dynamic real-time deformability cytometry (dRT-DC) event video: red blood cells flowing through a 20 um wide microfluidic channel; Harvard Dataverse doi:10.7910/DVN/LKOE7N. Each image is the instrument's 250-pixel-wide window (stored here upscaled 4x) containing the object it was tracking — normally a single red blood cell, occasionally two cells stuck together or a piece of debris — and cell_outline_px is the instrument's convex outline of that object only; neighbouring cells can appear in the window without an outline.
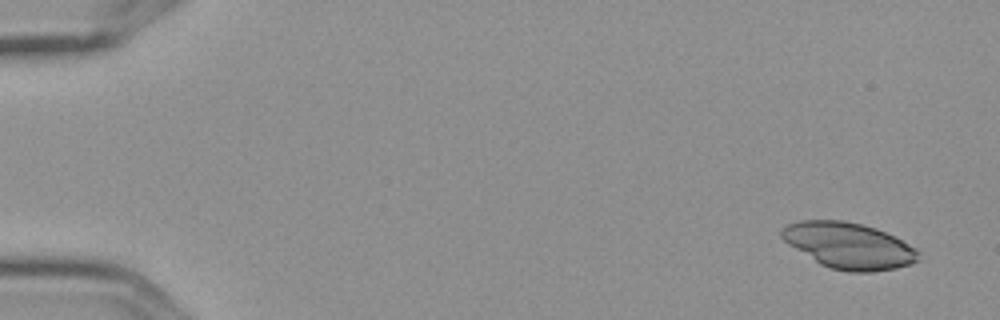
{"species": "Egyptian fruit bat (a non-hibernating species)", "species_latin": "Rousettus aegyptiacus", "temperature_condition": "cold", "stored_images_in_passage": 5, "segment_of_instrument_passage": [1, 2], "camera_frame_rate_fps": 3000, "um_per_image_px": 0.085, "frame": {"image": 1, "passage_image": 1, "time_ms": 0.0, "image_size_px": [1000, 320], "cell_outline_px": [[920, 260], [896, 268], [872, 272], [848, 272], [832, 268], [820, 264], [788, 244], [780, 236], [780, 232], [788, 224], [800, 220], [844, 220], [876, 228], [916, 248], [920, 252]], "centroid_in_image_um": [72.14, 20.88], "position_along_channel_um": 12.9, "area_um2": 36.47}}